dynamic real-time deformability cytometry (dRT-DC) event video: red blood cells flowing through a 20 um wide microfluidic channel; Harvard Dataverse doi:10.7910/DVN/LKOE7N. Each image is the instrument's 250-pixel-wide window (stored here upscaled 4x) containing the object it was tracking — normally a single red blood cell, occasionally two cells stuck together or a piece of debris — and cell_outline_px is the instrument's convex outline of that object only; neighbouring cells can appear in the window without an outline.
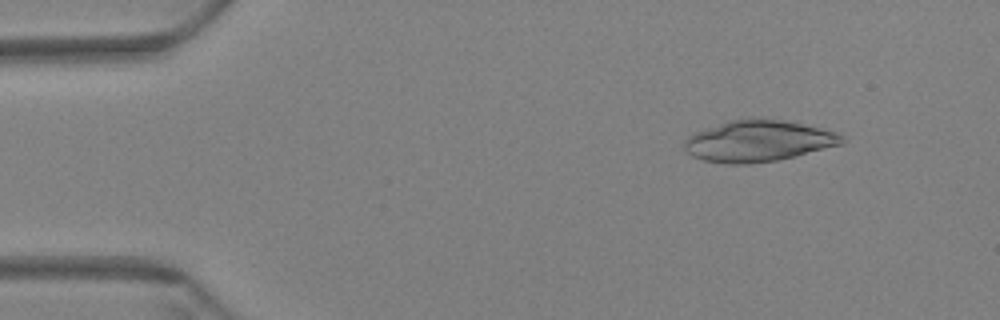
{"species": "Egyptian fruit bat (a non-hibernating species)", "species_latin": "Rousettus aegyptiacus", "temperature_condition": "warm", "stored_images_in_passage": 58, "camera_frame_rate_fps": 3000, "um_per_image_px": 0.085, "animal": {"sex": "female"}, "frame": {"image": 1, "passage_image": 7, "time_ms": 2.0, "image_size_px": [1000, 320], "cell_outline_px": [[844, 144], [796, 156], [776, 160], [748, 164], [724, 164], [704, 160], [692, 156], [684, 148], [684, 140], [688, 136], [696, 132], [728, 120], [752, 116], [780, 120], [800, 124], [836, 132], [844, 136]], "centroid_in_image_um": [64.44, 11.98], "position_along_channel_um": 20.6, "area_um2": 38.09}}